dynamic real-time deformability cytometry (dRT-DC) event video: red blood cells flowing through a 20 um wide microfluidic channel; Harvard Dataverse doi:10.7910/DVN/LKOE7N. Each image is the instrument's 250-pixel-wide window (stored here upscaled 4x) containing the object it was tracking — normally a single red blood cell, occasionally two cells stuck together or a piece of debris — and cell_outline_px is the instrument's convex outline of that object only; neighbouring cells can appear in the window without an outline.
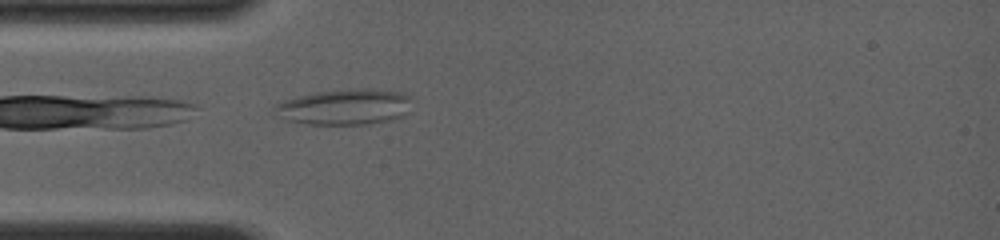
{"species": "common noctule bat (a hibernating species)", "species_latin": "Nyctalus noctula", "temperature_condition": "room temperature", "stored_images_in_passage": 30, "camera_frame_rate_fps": 4000, "um_per_image_px": 0.085, "animal": {"sex": "female", "body_mass_g": 19.0, "forearm_length_mm": 56.7}, "frame": {"image": 1, "passage_image": 1, "time_ms": 0.0, "image_size_px": [1000, 240], "cell_outline_px": [[412, 96], [408, 112], [404, 116], [392, 120], [368, 124], [308, 124], [288, 120], [272, 116], [272, 108], [276, 104], [284, 100], [296, 96], [316, 92], [356, 88], [372, 88], [400, 92]], "centroid_in_image_um": [29.28, 9.08], "position_along_channel_um": 55.7, "area_um2": 29.13}}
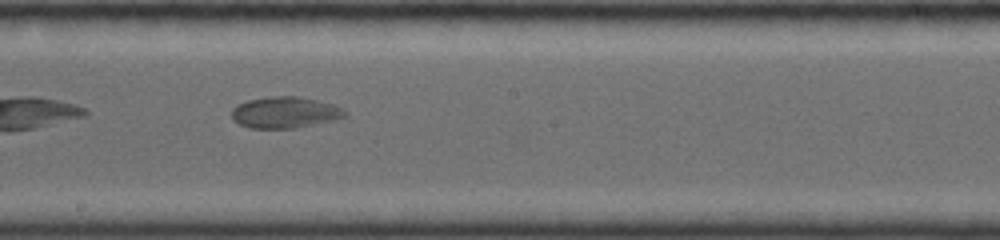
{"frame": {"image": 2, "passage_image": 13, "time_ms": 4.25, "image_size_px": [1000, 240], "cell_outline_px": [[348, 116], [332, 120], [296, 128], [248, 128], [232, 120], [232, 108], [236, 104], [248, 100], [272, 96], [296, 96], [316, 100], [332, 104], [344, 108], [348, 112]], "centroid_in_image_um": [24.21, 9.56], "position_along_channel_um": 224.0, "area_um2": 20.75}}
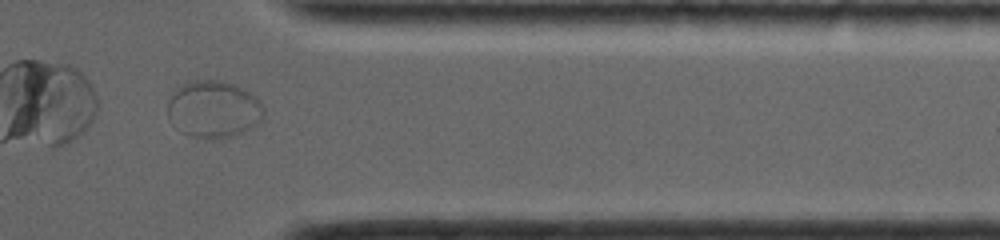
{"frame": {"image": 3, "passage_image": 26, "time_ms": 8.5, "image_size_px": [1000, 240], "cell_outline_px": [[264, 116], [256, 124], [244, 132], [212, 140], [180, 132], [168, 120], [168, 100], [176, 88], [180, 84], [192, 80], [224, 80], [236, 84], [256, 96], [264, 108]], "centroid_in_image_um": [18.14, 9.26], "position_along_channel_um": 393.3, "area_um2": 32.31}}